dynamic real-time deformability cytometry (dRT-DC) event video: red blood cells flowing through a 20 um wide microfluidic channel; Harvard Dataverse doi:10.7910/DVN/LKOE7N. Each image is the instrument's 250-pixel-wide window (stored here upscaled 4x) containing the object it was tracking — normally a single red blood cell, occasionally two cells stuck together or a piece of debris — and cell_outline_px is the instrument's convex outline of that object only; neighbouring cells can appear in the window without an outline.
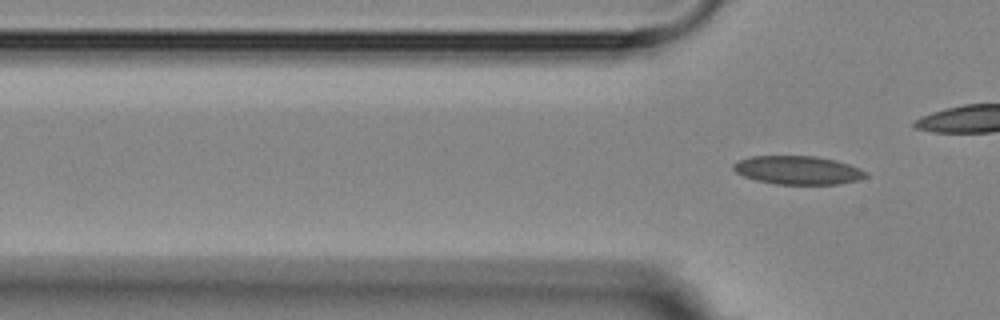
{"species": "Egyptian fruit bat (a non-hibernating species)", "species_latin": "Rousettus aegyptiacus", "temperature_condition": "room temperature", "stored_images_in_passage": 5, "camera_frame_rate_fps": 3000, "um_per_image_px": 0.085, "animal": {"sex": "female"}, "frame": {"image": 1, "passage_image": 5, "time_ms": 6.333, "image_size_px": [1000, 320], "cell_outline_px": [[868, 176], [856, 180], [840, 184], [776, 184], [756, 180], [744, 176], [736, 172], [732, 168], [732, 164], [740, 160], [752, 156], [816, 156], [836, 160], [860, 168], [868, 172]], "centroid_in_image_um": [67.83, 14.46], "position_along_channel_um": 58.0, "area_um2": 21.96}}